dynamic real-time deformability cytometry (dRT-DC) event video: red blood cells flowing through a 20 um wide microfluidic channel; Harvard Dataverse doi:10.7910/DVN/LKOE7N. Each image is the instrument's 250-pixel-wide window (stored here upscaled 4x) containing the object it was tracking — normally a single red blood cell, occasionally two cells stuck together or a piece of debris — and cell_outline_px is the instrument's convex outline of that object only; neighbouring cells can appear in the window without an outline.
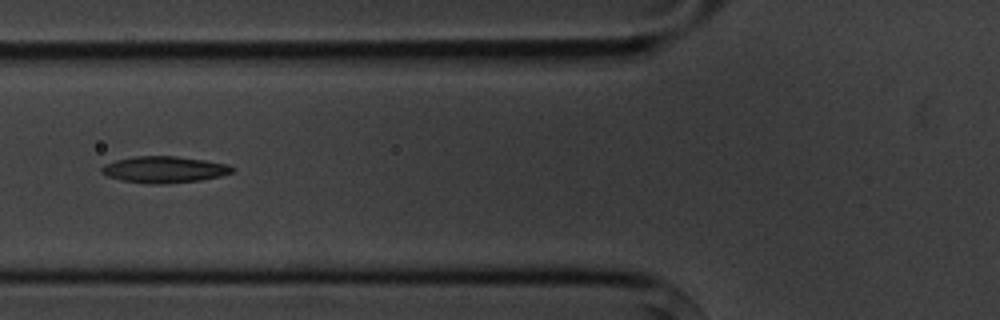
{"species": "common noctule bat (a hibernating species)", "species_latin": "Nyctalus noctula", "temperature_condition": "cold", "stored_images_in_passage": 7, "camera_frame_rate_fps": 3000, "um_per_image_px": 0.085, "animal": {"sex": "male", "body_mass_g": 20.1, "forearm_length_mm": 53.5}, "frame": {"image": 1, "passage_image": 6, "time_ms": 6.0, "image_size_px": [1000, 320], "cell_outline_px": [[232, 172], [220, 176], [200, 180], [164, 184], [148, 184], [120, 180], [108, 176], [100, 172], [100, 168], [104, 164], [116, 160], [136, 156], [176, 156], [204, 160], [228, 164], [232, 168]], "centroid_in_image_um": [13.91, 14.41], "position_along_channel_um": 111.9, "area_um2": 20.11}}
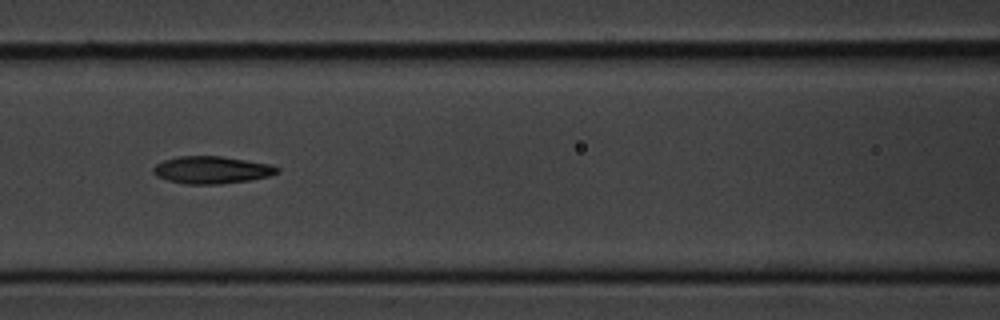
{"frame": {"image": 2, "passage_image": 7, "time_ms": 7.0, "image_size_px": [1000, 320], "cell_outline_px": [[280, 172], [268, 176], [248, 180], [220, 184], [184, 184], [168, 180], [156, 176], [152, 172], [152, 168], [156, 164], [164, 160], [180, 156], [220, 156], [272, 164], [280, 168]], "centroid_in_image_um": [17.99, 14.44], "position_along_channel_um": 148.6, "area_um2": 19.77}}